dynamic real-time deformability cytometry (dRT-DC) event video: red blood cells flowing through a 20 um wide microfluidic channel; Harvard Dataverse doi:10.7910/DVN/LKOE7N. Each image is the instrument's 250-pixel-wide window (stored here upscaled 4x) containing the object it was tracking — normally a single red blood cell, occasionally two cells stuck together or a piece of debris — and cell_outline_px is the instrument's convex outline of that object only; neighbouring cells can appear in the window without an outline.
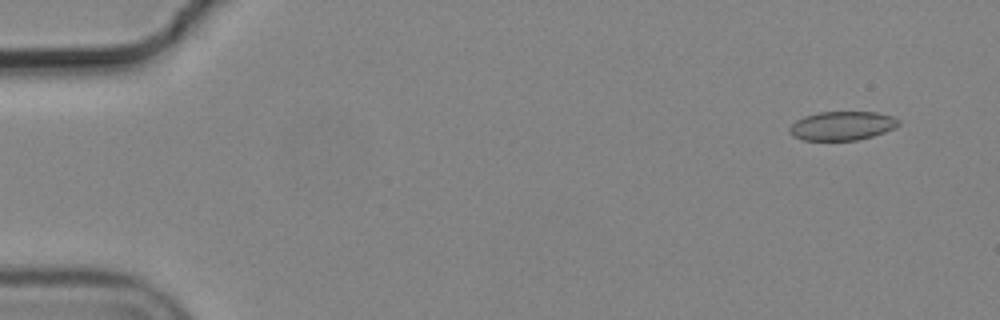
{"species": "common noctule bat (a hibernating species)", "species_latin": "Nyctalus noctula", "temperature_condition": "cold", "stored_images_in_passage": 55, "camera_frame_rate_fps": 3000, "um_per_image_px": 0.085, "animal": {"sex": "male", "body_mass_g": 19.2, "forearm_length_mm": 51.8}, "frame": {"image": 1, "passage_image": 4, "time_ms": 1.0, "image_size_px": [1000, 320], "cell_outline_px": [[900, 124], [896, 128], [872, 136], [856, 140], [804, 140], [792, 136], [788, 132], [788, 128], [796, 120], [804, 116], [820, 112], [876, 112], [892, 116], [900, 120]], "centroid_in_image_um": [71.57, 10.69], "position_along_channel_um": 13.4, "area_um2": 18.44}}
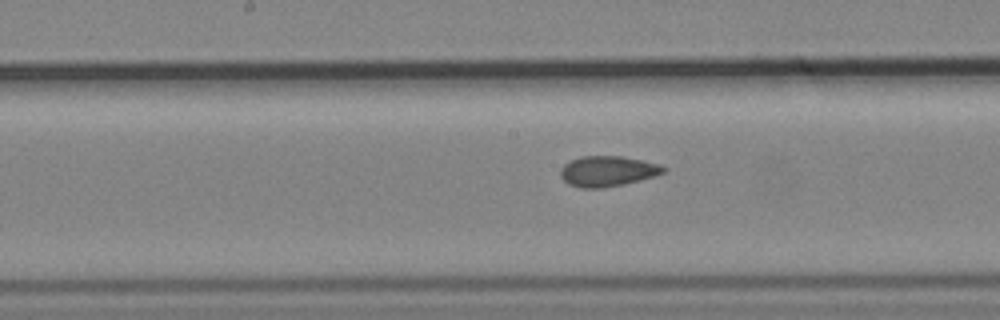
{"frame": {"image": 2, "passage_image": 29, "time_ms": 9.333, "image_size_px": [1000, 320], "cell_outline_px": [[668, 168], [664, 172], [656, 176], [624, 184], [604, 188], [580, 188], [568, 184], [560, 176], [560, 168], [564, 164], [580, 156], [624, 156], [644, 160], [660, 164]], "centroid_in_image_um": [51.66, 14.55], "position_along_channel_um": 196.5, "area_um2": 18.55}}
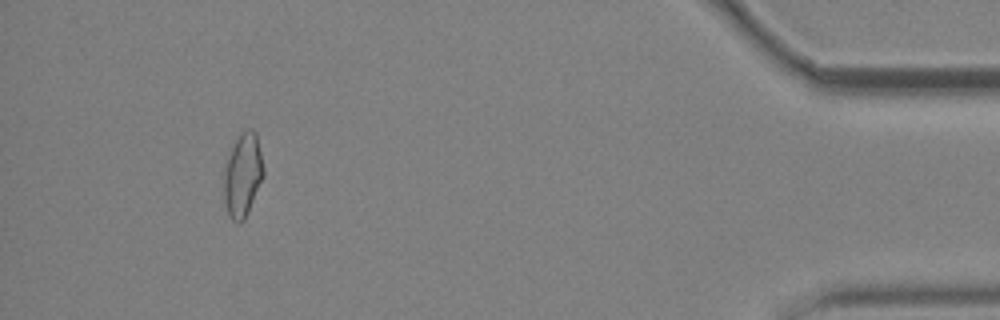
{"frame": {"image": 3, "passage_image": 52, "time_ms": 17.0, "image_size_px": [1000, 320], "cell_outline_px": [[264, 176], [248, 212], [244, 220], [240, 224], [232, 220], [228, 212], [224, 200], [220, 176], [232, 144], [248, 128], [252, 128], [256, 132], [264, 168]], "centroid_in_image_um": [20.59, 14.89], "position_along_channel_um": 414.6, "area_um2": 19.83}}